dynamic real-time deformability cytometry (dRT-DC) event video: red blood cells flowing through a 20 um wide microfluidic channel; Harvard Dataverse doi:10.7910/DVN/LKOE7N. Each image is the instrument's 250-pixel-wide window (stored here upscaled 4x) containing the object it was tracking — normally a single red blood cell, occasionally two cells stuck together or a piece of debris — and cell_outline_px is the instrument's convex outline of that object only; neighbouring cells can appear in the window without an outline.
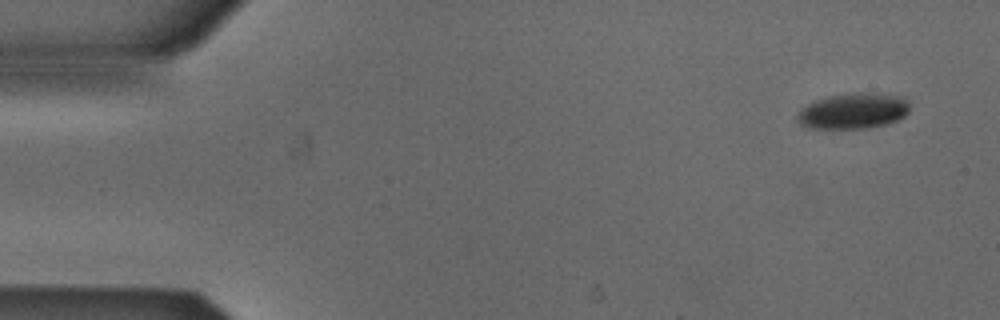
{"species": "Egyptian fruit bat (a non-hibernating species)", "species_latin": "Rousettus aegyptiacus", "temperature_condition": "cold", "stored_images_in_passage": 5, "camera_frame_rate_fps": 3000, "um_per_image_px": 0.085, "animal": {"sex": "male"}, "frame": {"image": 1, "passage_image": 1, "time_ms": 0.0, "image_size_px": [1000, 320], "cell_outline_px": [[908, 112], [904, 116], [896, 120], [884, 124], [864, 128], [812, 128], [800, 124], [796, 116], [812, 100], [828, 96], [848, 92], [872, 92], [904, 96], [908, 100]], "centroid_in_image_um": [72.54, 9.39], "position_along_channel_um": 12.5, "area_um2": 23.47}}
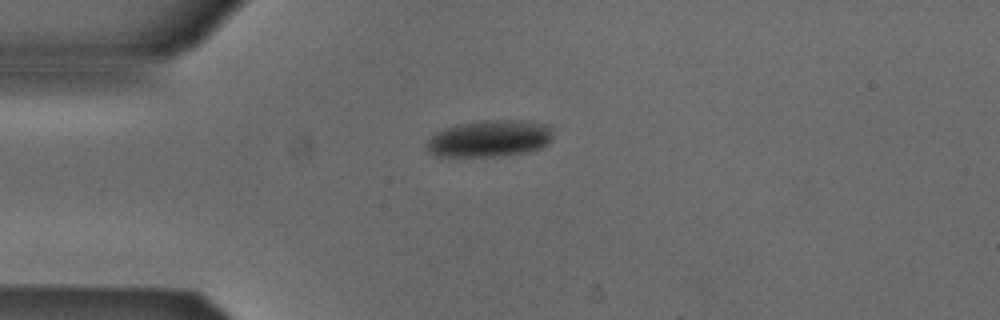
{"frame": {"image": 2, "passage_image": 3, "time_ms": 0.667, "image_size_px": [1000, 320], "cell_outline_px": [[552, 136], [548, 144], [544, 148], [528, 152], [496, 156], [432, 156], [428, 152], [424, 144], [436, 132], [444, 128], [460, 124], [480, 120], [520, 120], [548, 124], [552, 128]], "centroid_in_image_um": [41.62, 11.78], "position_along_channel_um": 43.4, "area_um2": 27.4}}